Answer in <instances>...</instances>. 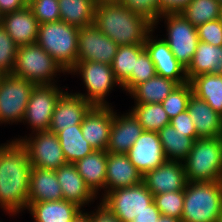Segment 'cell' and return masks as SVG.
<instances>
[{
	"label": "cell",
	"instance_id": "obj_1",
	"mask_svg": "<svg viewBox=\"0 0 222 222\" xmlns=\"http://www.w3.org/2000/svg\"><path fill=\"white\" fill-rule=\"evenodd\" d=\"M31 163L20 141L0 144V208L16 216L26 211L30 185Z\"/></svg>",
	"mask_w": 222,
	"mask_h": 222
},
{
	"label": "cell",
	"instance_id": "obj_2",
	"mask_svg": "<svg viewBox=\"0 0 222 222\" xmlns=\"http://www.w3.org/2000/svg\"><path fill=\"white\" fill-rule=\"evenodd\" d=\"M94 24L118 46L144 44L153 25L122 4H96Z\"/></svg>",
	"mask_w": 222,
	"mask_h": 222
},
{
	"label": "cell",
	"instance_id": "obj_3",
	"mask_svg": "<svg viewBox=\"0 0 222 222\" xmlns=\"http://www.w3.org/2000/svg\"><path fill=\"white\" fill-rule=\"evenodd\" d=\"M222 217V181L187 182L181 222H219Z\"/></svg>",
	"mask_w": 222,
	"mask_h": 222
},
{
	"label": "cell",
	"instance_id": "obj_4",
	"mask_svg": "<svg viewBox=\"0 0 222 222\" xmlns=\"http://www.w3.org/2000/svg\"><path fill=\"white\" fill-rule=\"evenodd\" d=\"M183 164L187 182L222 181V136L196 139Z\"/></svg>",
	"mask_w": 222,
	"mask_h": 222
},
{
	"label": "cell",
	"instance_id": "obj_5",
	"mask_svg": "<svg viewBox=\"0 0 222 222\" xmlns=\"http://www.w3.org/2000/svg\"><path fill=\"white\" fill-rule=\"evenodd\" d=\"M79 28L61 20L39 24L36 43L68 72L78 55Z\"/></svg>",
	"mask_w": 222,
	"mask_h": 222
},
{
	"label": "cell",
	"instance_id": "obj_6",
	"mask_svg": "<svg viewBox=\"0 0 222 222\" xmlns=\"http://www.w3.org/2000/svg\"><path fill=\"white\" fill-rule=\"evenodd\" d=\"M60 73L67 74L63 67L37 43L18 48L13 75L35 85H47L58 84L57 76H60Z\"/></svg>",
	"mask_w": 222,
	"mask_h": 222
},
{
	"label": "cell",
	"instance_id": "obj_7",
	"mask_svg": "<svg viewBox=\"0 0 222 222\" xmlns=\"http://www.w3.org/2000/svg\"><path fill=\"white\" fill-rule=\"evenodd\" d=\"M79 75L84 84L85 93L74 92L83 97L92 106H112L107 102L113 87L122 88L116 80L111 65L97 61H78L68 72L67 75Z\"/></svg>",
	"mask_w": 222,
	"mask_h": 222
},
{
	"label": "cell",
	"instance_id": "obj_8",
	"mask_svg": "<svg viewBox=\"0 0 222 222\" xmlns=\"http://www.w3.org/2000/svg\"><path fill=\"white\" fill-rule=\"evenodd\" d=\"M163 20L167 31V37L163 39L175 58L187 68L199 43L197 27L188 22L181 13H166L159 17L153 29H157Z\"/></svg>",
	"mask_w": 222,
	"mask_h": 222
},
{
	"label": "cell",
	"instance_id": "obj_9",
	"mask_svg": "<svg viewBox=\"0 0 222 222\" xmlns=\"http://www.w3.org/2000/svg\"><path fill=\"white\" fill-rule=\"evenodd\" d=\"M34 87L24 78L6 74L0 84V125L22 123Z\"/></svg>",
	"mask_w": 222,
	"mask_h": 222
},
{
	"label": "cell",
	"instance_id": "obj_10",
	"mask_svg": "<svg viewBox=\"0 0 222 222\" xmlns=\"http://www.w3.org/2000/svg\"><path fill=\"white\" fill-rule=\"evenodd\" d=\"M153 198L154 195L142 182L135 186L110 191L100 202L121 222H132L137 215L149 209Z\"/></svg>",
	"mask_w": 222,
	"mask_h": 222
},
{
	"label": "cell",
	"instance_id": "obj_11",
	"mask_svg": "<svg viewBox=\"0 0 222 222\" xmlns=\"http://www.w3.org/2000/svg\"><path fill=\"white\" fill-rule=\"evenodd\" d=\"M67 89L57 84L35 85L22 120L32 131H49L51 118L56 103Z\"/></svg>",
	"mask_w": 222,
	"mask_h": 222
},
{
	"label": "cell",
	"instance_id": "obj_12",
	"mask_svg": "<svg viewBox=\"0 0 222 222\" xmlns=\"http://www.w3.org/2000/svg\"><path fill=\"white\" fill-rule=\"evenodd\" d=\"M25 137L14 138L26 148L31 167L56 170L67 164L57 135L51 131L29 133Z\"/></svg>",
	"mask_w": 222,
	"mask_h": 222
},
{
	"label": "cell",
	"instance_id": "obj_13",
	"mask_svg": "<svg viewBox=\"0 0 222 222\" xmlns=\"http://www.w3.org/2000/svg\"><path fill=\"white\" fill-rule=\"evenodd\" d=\"M118 45L103 34L95 24L79 28L78 61H97L111 65Z\"/></svg>",
	"mask_w": 222,
	"mask_h": 222
},
{
	"label": "cell",
	"instance_id": "obj_14",
	"mask_svg": "<svg viewBox=\"0 0 222 222\" xmlns=\"http://www.w3.org/2000/svg\"><path fill=\"white\" fill-rule=\"evenodd\" d=\"M153 32L154 29L147 35L144 46L155 65L156 73L178 85L188 82L186 68L175 58L164 39L153 36Z\"/></svg>",
	"mask_w": 222,
	"mask_h": 222
},
{
	"label": "cell",
	"instance_id": "obj_15",
	"mask_svg": "<svg viewBox=\"0 0 222 222\" xmlns=\"http://www.w3.org/2000/svg\"><path fill=\"white\" fill-rule=\"evenodd\" d=\"M114 110L113 106H92L82 120L83 137L95 150L108 147Z\"/></svg>",
	"mask_w": 222,
	"mask_h": 222
},
{
	"label": "cell",
	"instance_id": "obj_16",
	"mask_svg": "<svg viewBox=\"0 0 222 222\" xmlns=\"http://www.w3.org/2000/svg\"><path fill=\"white\" fill-rule=\"evenodd\" d=\"M126 154L142 175L167 161L159 134L154 131H144Z\"/></svg>",
	"mask_w": 222,
	"mask_h": 222
},
{
	"label": "cell",
	"instance_id": "obj_17",
	"mask_svg": "<svg viewBox=\"0 0 222 222\" xmlns=\"http://www.w3.org/2000/svg\"><path fill=\"white\" fill-rule=\"evenodd\" d=\"M143 183L153 195L184 190L187 184L184 164L181 161L167 160L145 173Z\"/></svg>",
	"mask_w": 222,
	"mask_h": 222
},
{
	"label": "cell",
	"instance_id": "obj_18",
	"mask_svg": "<svg viewBox=\"0 0 222 222\" xmlns=\"http://www.w3.org/2000/svg\"><path fill=\"white\" fill-rule=\"evenodd\" d=\"M92 105L83 97L66 90L56 103L49 131L57 134L74 125H81L85 114Z\"/></svg>",
	"mask_w": 222,
	"mask_h": 222
},
{
	"label": "cell",
	"instance_id": "obj_19",
	"mask_svg": "<svg viewBox=\"0 0 222 222\" xmlns=\"http://www.w3.org/2000/svg\"><path fill=\"white\" fill-rule=\"evenodd\" d=\"M143 132V127L130 110L123 114H118V112L114 111L110 139L106 151L108 153L126 154Z\"/></svg>",
	"mask_w": 222,
	"mask_h": 222
},
{
	"label": "cell",
	"instance_id": "obj_20",
	"mask_svg": "<svg viewBox=\"0 0 222 222\" xmlns=\"http://www.w3.org/2000/svg\"><path fill=\"white\" fill-rule=\"evenodd\" d=\"M142 182V173L131 163L127 154L107 152L105 195L115 189L135 186Z\"/></svg>",
	"mask_w": 222,
	"mask_h": 222
},
{
	"label": "cell",
	"instance_id": "obj_21",
	"mask_svg": "<svg viewBox=\"0 0 222 222\" xmlns=\"http://www.w3.org/2000/svg\"><path fill=\"white\" fill-rule=\"evenodd\" d=\"M58 183L61 186L63 199L71 202L83 211L84 207L98 198L87 187L82 176L77 172L74 164L67 163L55 170Z\"/></svg>",
	"mask_w": 222,
	"mask_h": 222
},
{
	"label": "cell",
	"instance_id": "obj_22",
	"mask_svg": "<svg viewBox=\"0 0 222 222\" xmlns=\"http://www.w3.org/2000/svg\"><path fill=\"white\" fill-rule=\"evenodd\" d=\"M1 25L19 47L37 41L39 23L28 5L2 15Z\"/></svg>",
	"mask_w": 222,
	"mask_h": 222
},
{
	"label": "cell",
	"instance_id": "obj_23",
	"mask_svg": "<svg viewBox=\"0 0 222 222\" xmlns=\"http://www.w3.org/2000/svg\"><path fill=\"white\" fill-rule=\"evenodd\" d=\"M74 165L87 187L97 198L101 197L99 199L101 200L105 196L107 151L95 150L83 159L76 161ZM99 191H102V194Z\"/></svg>",
	"mask_w": 222,
	"mask_h": 222
},
{
	"label": "cell",
	"instance_id": "obj_24",
	"mask_svg": "<svg viewBox=\"0 0 222 222\" xmlns=\"http://www.w3.org/2000/svg\"><path fill=\"white\" fill-rule=\"evenodd\" d=\"M187 111L192 118L198 138L222 136V116L204 100L192 94L189 98Z\"/></svg>",
	"mask_w": 222,
	"mask_h": 222
},
{
	"label": "cell",
	"instance_id": "obj_25",
	"mask_svg": "<svg viewBox=\"0 0 222 222\" xmlns=\"http://www.w3.org/2000/svg\"><path fill=\"white\" fill-rule=\"evenodd\" d=\"M62 199L63 193L55 170L32 167L28 205L35 202L58 201Z\"/></svg>",
	"mask_w": 222,
	"mask_h": 222
},
{
	"label": "cell",
	"instance_id": "obj_26",
	"mask_svg": "<svg viewBox=\"0 0 222 222\" xmlns=\"http://www.w3.org/2000/svg\"><path fill=\"white\" fill-rule=\"evenodd\" d=\"M27 210L34 222H73L83 211L77 205L64 199L30 203Z\"/></svg>",
	"mask_w": 222,
	"mask_h": 222
},
{
	"label": "cell",
	"instance_id": "obj_27",
	"mask_svg": "<svg viewBox=\"0 0 222 222\" xmlns=\"http://www.w3.org/2000/svg\"><path fill=\"white\" fill-rule=\"evenodd\" d=\"M222 75V46L199 41L191 63L186 68L188 81L200 74Z\"/></svg>",
	"mask_w": 222,
	"mask_h": 222
},
{
	"label": "cell",
	"instance_id": "obj_28",
	"mask_svg": "<svg viewBox=\"0 0 222 222\" xmlns=\"http://www.w3.org/2000/svg\"><path fill=\"white\" fill-rule=\"evenodd\" d=\"M178 84L158 74L136 85L128 94L134 104L161 103Z\"/></svg>",
	"mask_w": 222,
	"mask_h": 222
},
{
	"label": "cell",
	"instance_id": "obj_29",
	"mask_svg": "<svg viewBox=\"0 0 222 222\" xmlns=\"http://www.w3.org/2000/svg\"><path fill=\"white\" fill-rule=\"evenodd\" d=\"M189 82L193 94L222 116V75L200 74Z\"/></svg>",
	"mask_w": 222,
	"mask_h": 222
},
{
	"label": "cell",
	"instance_id": "obj_30",
	"mask_svg": "<svg viewBox=\"0 0 222 222\" xmlns=\"http://www.w3.org/2000/svg\"><path fill=\"white\" fill-rule=\"evenodd\" d=\"M61 21L78 28L94 24L96 0H58Z\"/></svg>",
	"mask_w": 222,
	"mask_h": 222
},
{
	"label": "cell",
	"instance_id": "obj_31",
	"mask_svg": "<svg viewBox=\"0 0 222 222\" xmlns=\"http://www.w3.org/2000/svg\"><path fill=\"white\" fill-rule=\"evenodd\" d=\"M56 135L67 163L74 164L76 161L83 159L88 154L95 151L84 139L81 125H74L70 128H66Z\"/></svg>",
	"mask_w": 222,
	"mask_h": 222
},
{
	"label": "cell",
	"instance_id": "obj_32",
	"mask_svg": "<svg viewBox=\"0 0 222 222\" xmlns=\"http://www.w3.org/2000/svg\"><path fill=\"white\" fill-rule=\"evenodd\" d=\"M158 134L167 160L183 162L187 158L194 144L191 137L176 131L171 124L164 126Z\"/></svg>",
	"mask_w": 222,
	"mask_h": 222
},
{
	"label": "cell",
	"instance_id": "obj_33",
	"mask_svg": "<svg viewBox=\"0 0 222 222\" xmlns=\"http://www.w3.org/2000/svg\"><path fill=\"white\" fill-rule=\"evenodd\" d=\"M129 109L144 131L159 132L164 126L170 124V118L161 103L134 104Z\"/></svg>",
	"mask_w": 222,
	"mask_h": 222
},
{
	"label": "cell",
	"instance_id": "obj_34",
	"mask_svg": "<svg viewBox=\"0 0 222 222\" xmlns=\"http://www.w3.org/2000/svg\"><path fill=\"white\" fill-rule=\"evenodd\" d=\"M144 50V44L118 46L111 67L116 80L121 85L135 71L136 59Z\"/></svg>",
	"mask_w": 222,
	"mask_h": 222
},
{
	"label": "cell",
	"instance_id": "obj_35",
	"mask_svg": "<svg viewBox=\"0 0 222 222\" xmlns=\"http://www.w3.org/2000/svg\"><path fill=\"white\" fill-rule=\"evenodd\" d=\"M221 3L217 0H191L181 12L193 26L198 27L206 22L220 18Z\"/></svg>",
	"mask_w": 222,
	"mask_h": 222
},
{
	"label": "cell",
	"instance_id": "obj_36",
	"mask_svg": "<svg viewBox=\"0 0 222 222\" xmlns=\"http://www.w3.org/2000/svg\"><path fill=\"white\" fill-rule=\"evenodd\" d=\"M156 68L151 60V57L145 49L136 59L135 71L131 76L121 85L122 91L129 93L136 85L145 82L155 76Z\"/></svg>",
	"mask_w": 222,
	"mask_h": 222
},
{
	"label": "cell",
	"instance_id": "obj_37",
	"mask_svg": "<svg viewBox=\"0 0 222 222\" xmlns=\"http://www.w3.org/2000/svg\"><path fill=\"white\" fill-rule=\"evenodd\" d=\"M192 94V87L188 81L175 87L161 102L163 109L166 111L170 119L187 110L189 98Z\"/></svg>",
	"mask_w": 222,
	"mask_h": 222
},
{
	"label": "cell",
	"instance_id": "obj_38",
	"mask_svg": "<svg viewBox=\"0 0 222 222\" xmlns=\"http://www.w3.org/2000/svg\"><path fill=\"white\" fill-rule=\"evenodd\" d=\"M153 201L161 215L181 219L184 206V190L154 195Z\"/></svg>",
	"mask_w": 222,
	"mask_h": 222
},
{
	"label": "cell",
	"instance_id": "obj_39",
	"mask_svg": "<svg viewBox=\"0 0 222 222\" xmlns=\"http://www.w3.org/2000/svg\"><path fill=\"white\" fill-rule=\"evenodd\" d=\"M19 46L0 24V69L6 74L13 72Z\"/></svg>",
	"mask_w": 222,
	"mask_h": 222
},
{
	"label": "cell",
	"instance_id": "obj_40",
	"mask_svg": "<svg viewBox=\"0 0 222 222\" xmlns=\"http://www.w3.org/2000/svg\"><path fill=\"white\" fill-rule=\"evenodd\" d=\"M27 5L39 24L61 20L58 0H29Z\"/></svg>",
	"mask_w": 222,
	"mask_h": 222
},
{
	"label": "cell",
	"instance_id": "obj_41",
	"mask_svg": "<svg viewBox=\"0 0 222 222\" xmlns=\"http://www.w3.org/2000/svg\"><path fill=\"white\" fill-rule=\"evenodd\" d=\"M121 4L133 13L142 16L153 26L161 16L159 0H122Z\"/></svg>",
	"mask_w": 222,
	"mask_h": 222
},
{
	"label": "cell",
	"instance_id": "obj_42",
	"mask_svg": "<svg viewBox=\"0 0 222 222\" xmlns=\"http://www.w3.org/2000/svg\"><path fill=\"white\" fill-rule=\"evenodd\" d=\"M197 32L199 41L222 46V22L220 18L199 25Z\"/></svg>",
	"mask_w": 222,
	"mask_h": 222
},
{
	"label": "cell",
	"instance_id": "obj_43",
	"mask_svg": "<svg viewBox=\"0 0 222 222\" xmlns=\"http://www.w3.org/2000/svg\"><path fill=\"white\" fill-rule=\"evenodd\" d=\"M170 124L176 131L184 133L185 136L191 137L194 141L198 139L194 123L187 110L170 119Z\"/></svg>",
	"mask_w": 222,
	"mask_h": 222
},
{
	"label": "cell",
	"instance_id": "obj_44",
	"mask_svg": "<svg viewBox=\"0 0 222 222\" xmlns=\"http://www.w3.org/2000/svg\"><path fill=\"white\" fill-rule=\"evenodd\" d=\"M96 207L94 209L95 211H86L90 216V222H121V220L112 214L101 202H99Z\"/></svg>",
	"mask_w": 222,
	"mask_h": 222
},
{
	"label": "cell",
	"instance_id": "obj_45",
	"mask_svg": "<svg viewBox=\"0 0 222 222\" xmlns=\"http://www.w3.org/2000/svg\"><path fill=\"white\" fill-rule=\"evenodd\" d=\"M160 14L181 13L191 0H159Z\"/></svg>",
	"mask_w": 222,
	"mask_h": 222
},
{
	"label": "cell",
	"instance_id": "obj_46",
	"mask_svg": "<svg viewBox=\"0 0 222 222\" xmlns=\"http://www.w3.org/2000/svg\"><path fill=\"white\" fill-rule=\"evenodd\" d=\"M161 216L160 211L156 207L154 201L149 205V209L137 215L132 222H156Z\"/></svg>",
	"mask_w": 222,
	"mask_h": 222
},
{
	"label": "cell",
	"instance_id": "obj_47",
	"mask_svg": "<svg viewBox=\"0 0 222 222\" xmlns=\"http://www.w3.org/2000/svg\"><path fill=\"white\" fill-rule=\"evenodd\" d=\"M27 0H0V13L2 15L20 10L27 6Z\"/></svg>",
	"mask_w": 222,
	"mask_h": 222
},
{
	"label": "cell",
	"instance_id": "obj_48",
	"mask_svg": "<svg viewBox=\"0 0 222 222\" xmlns=\"http://www.w3.org/2000/svg\"><path fill=\"white\" fill-rule=\"evenodd\" d=\"M73 222H90V216L86 211H82Z\"/></svg>",
	"mask_w": 222,
	"mask_h": 222
},
{
	"label": "cell",
	"instance_id": "obj_49",
	"mask_svg": "<svg viewBox=\"0 0 222 222\" xmlns=\"http://www.w3.org/2000/svg\"><path fill=\"white\" fill-rule=\"evenodd\" d=\"M156 222H181V220L175 217L161 215Z\"/></svg>",
	"mask_w": 222,
	"mask_h": 222
},
{
	"label": "cell",
	"instance_id": "obj_50",
	"mask_svg": "<svg viewBox=\"0 0 222 222\" xmlns=\"http://www.w3.org/2000/svg\"><path fill=\"white\" fill-rule=\"evenodd\" d=\"M122 0H96V4H121Z\"/></svg>",
	"mask_w": 222,
	"mask_h": 222
},
{
	"label": "cell",
	"instance_id": "obj_51",
	"mask_svg": "<svg viewBox=\"0 0 222 222\" xmlns=\"http://www.w3.org/2000/svg\"><path fill=\"white\" fill-rule=\"evenodd\" d=\"M6 76V73L0 69V84H1V81L3 80V78Z\"/></svg>",
	"mask_w": 222,
	"mask_h": 222
},
{
	"label": "cell",
	"instance_id": "obj_52",
	"mask_svg": "<svg viewBox=\"0 0 222 222\" xmlns=\"http://www.w3.org/2000/svg\"><path fill=\"white\" fill-rule=\"evenodd\" d=\"M220 20L222 22V4H221V11H220Z\"/></svg>",
	"mask_w": 222,
	"mask_h": 222
},
{
	"label": "cell",
	"instance_id": "obj_53",
	"mask_svg": "<svg viewBox=\"0 0 222 222\" xmlns=\"http://www.w3.org/2000/svg\"><path fill=\"white\" fill-rule=\"evenodd\" d=\"M1 20H2V14L0 13V24H1Z\"/></svg>",
	"mask_w": 222,
	"mask_h": 222
}]
</instances>
